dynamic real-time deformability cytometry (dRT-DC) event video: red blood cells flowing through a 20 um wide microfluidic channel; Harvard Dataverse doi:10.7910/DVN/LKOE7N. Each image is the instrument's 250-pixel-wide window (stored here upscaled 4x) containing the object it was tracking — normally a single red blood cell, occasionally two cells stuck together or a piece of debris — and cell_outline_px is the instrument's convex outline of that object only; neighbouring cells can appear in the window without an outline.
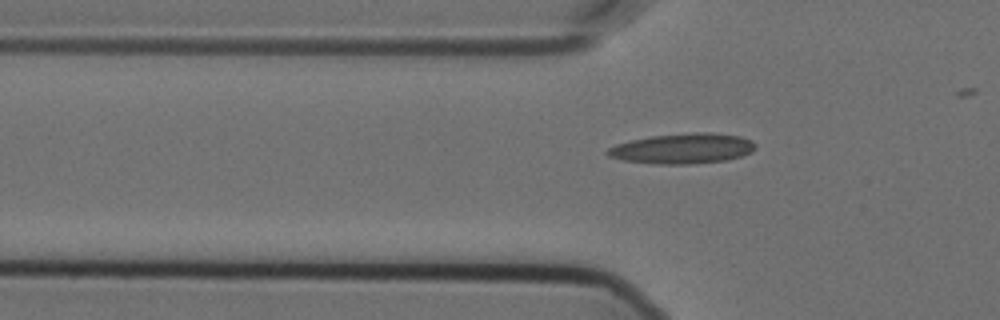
{"species": "Egyptian fruit bat (a non-hibernating species)", "species_latin": "Rousettus aegyptiacus", "temperature_condition": "cold", "stored_images_in_passage": 14, "camera_frame_rate_fps": 3000, "um_per_image_px": 0.085, "animal": {"sex": "female"}, "frame": {"image": 1, "passage_image": 4, "time_ms": 1.0, "image_size_px": [1000, 320], "cell_outline_px": [[756, 148], [752, 152], [744, 156], [728, 160], [688, 164], [656, 164], [624, 160], [608, 156], [604, 152], [608, 148], [616, 144], [632, 140], [652, 136], [700, 132], [712, 132], [740, 136], [752, 140], [756, 144]], "centroid_in_image_um": [58.07, 12.63], "position_along_channel_um": 67.7, "area_um2": 26.18}}
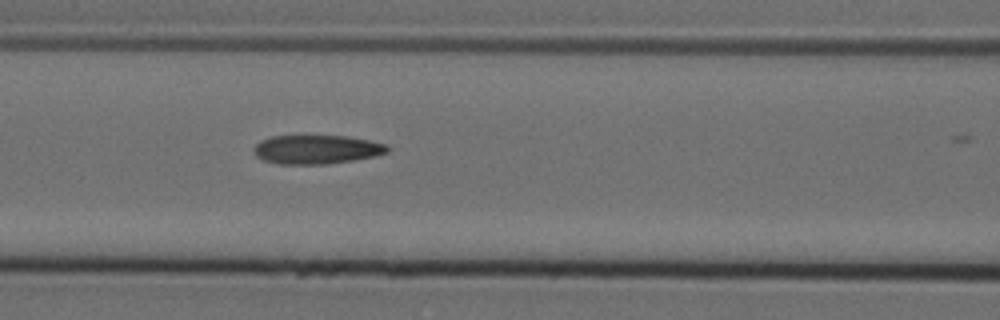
{"frame": {"image": 2, "passage_image": 10, "time_ms": 3.0, "image_size_px": [1000, 320], "cell_outline_px": [[388, 152], [376, 156], [328, 164], [276, 164], [264, 160], [256, 156], [252, 152], [252, 148], [260, 140], [272, 136], [344, 136], [368, 140], [388, 144]], "centroid_in_image_um": [26.88, 12.71], "position_along_channel_um": 139.7, "area_um2": 22.6}}
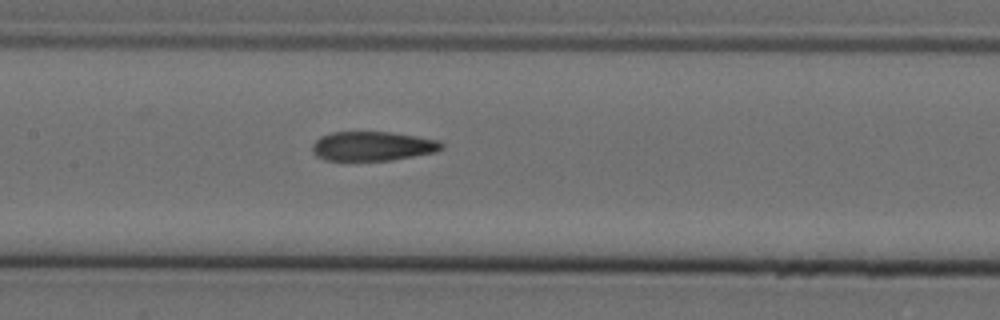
{"frame": {"image": 3, "passage_image": 13, "time_ms": 4.0, "image_size_px": [1000, 320], "cell_outline_px": [[444, 148], [436, 152], [392, 160], [324, 160], [316, 156], [312, 152], [312, 144], [320, 136], [332, 132], [392, 132], [440, 140], [444, 144]], "centroid_in_image_um": [31.68, 12.42], "position_along_channel_um": 175.7, "area_um2": 22.25}}